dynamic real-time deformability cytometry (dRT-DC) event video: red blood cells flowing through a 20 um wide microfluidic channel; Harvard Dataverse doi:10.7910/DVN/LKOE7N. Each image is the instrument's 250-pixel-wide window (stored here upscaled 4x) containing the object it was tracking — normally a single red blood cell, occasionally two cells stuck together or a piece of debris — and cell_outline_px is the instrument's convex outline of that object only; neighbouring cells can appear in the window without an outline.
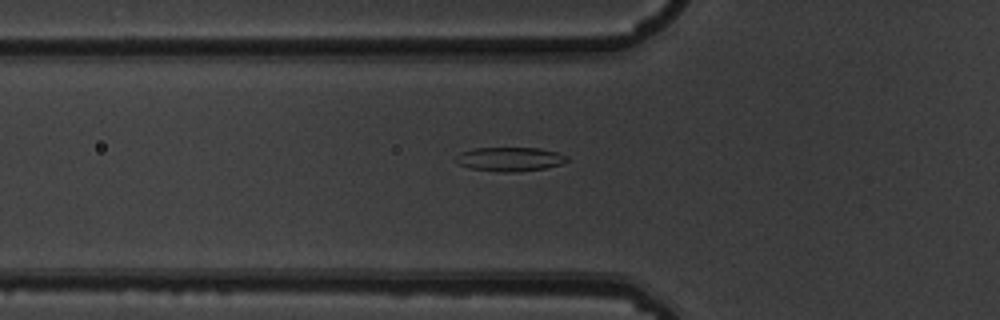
{"species": "common noctule bat (a hibernating species)", "species_latin": "Nyctalus noctula", "temperature_condition": "warm", "stored_images_in_passage": 7, "camera_frame_rate_fps": 3000, "um_per_image_px": 0.085, "animal": {"sex": "male", "body_mass_g": 19.5, "forearm_length_mm": 54.6}, "frame": {"image": 1, "passage_image": 7, "time_ms": 2.0, "image_size_px": [1000, 320], "cell_outline_px": [[568, 160], [560, 164], [544, 168], [516, 172], [500, 172], [468, 168], [460, 164], [456, 160], [456, 156], [460, 152], [472, 148], [540, 148], [556, 152], [568, 156]], "centroid_in_image_um": [43.32, 13.52], "position_along_channel_um": 82.5, "area_um2": 15.55}}